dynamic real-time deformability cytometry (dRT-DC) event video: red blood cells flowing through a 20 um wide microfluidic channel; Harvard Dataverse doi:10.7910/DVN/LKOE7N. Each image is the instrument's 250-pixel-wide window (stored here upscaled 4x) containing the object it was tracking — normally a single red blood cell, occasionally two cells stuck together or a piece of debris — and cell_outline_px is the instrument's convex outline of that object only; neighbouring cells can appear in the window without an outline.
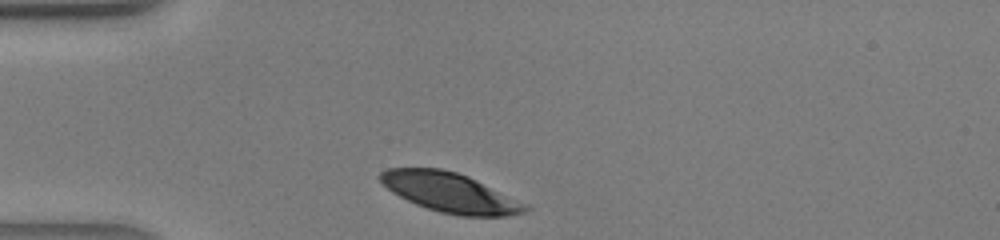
{"species": "human", "species_latin": "Homo sapiens", "temperature_condition": "warm", "stored_images_in_passage": 24, "camera_frame_rate_fps": 3000, "um_per_image_px": 0.085, "donor": {"sex": "male"}, "frame": {"image": 1, "passage_image": 1, "time_ms": 0.0, "image_size_px": [1000, 240], "cell_outline_px": [[532, 208], [524, 212], [508, 216], [460, 216], [440, 212], [416, 204], [392, 192], [380, 180], [380, 172], [388, 168], [440, 168], [456, 172], [468, 176], [528, 204]], "centroid_in_image_um": [38.29, 16.37], "position_along_channel_um": 46.7, "area_um2": 33.23}}
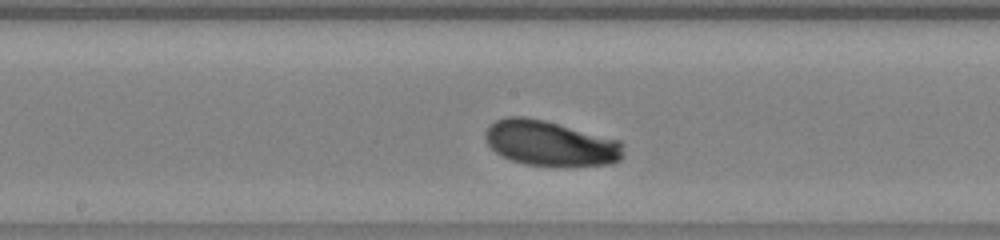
{"frame": {"image": 2, "passage_image": 12, "time_ms": 3.667, "image_size_px": [1000, 240], "cell_outline_px": [[624, 156], [620, 160], [612, 164], [524, 164], [500, 156], [484, 140], [484, 132], [488, 124], [496, 120], [508, 116], [524, 116], [544, 120], [620, 140], [624, 144]], "centroid_in_image_um": [46.75, 12.15], "position_along_channel_um": 201.5, "area_um2": 36.13}}
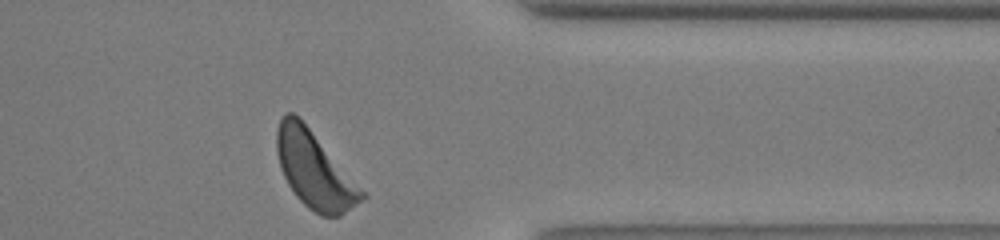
{"frame": {"image": 3, "passage_image": 24, "time_ms": 7.667, "image_size_px": [1000, 240], "cell_outline_px": [[368, 196], [364, 200], [340, 216], [320, 216], [308, 208], [296, 196], [288, 184], [280, 168], [276, 152], [276, 128], [284, 112], [292, 112], [300, 116]], "centroid_in_image_um": [26.71, 14.42], "position_along_channel_um": 384.7, "area_um2": 38.03}}